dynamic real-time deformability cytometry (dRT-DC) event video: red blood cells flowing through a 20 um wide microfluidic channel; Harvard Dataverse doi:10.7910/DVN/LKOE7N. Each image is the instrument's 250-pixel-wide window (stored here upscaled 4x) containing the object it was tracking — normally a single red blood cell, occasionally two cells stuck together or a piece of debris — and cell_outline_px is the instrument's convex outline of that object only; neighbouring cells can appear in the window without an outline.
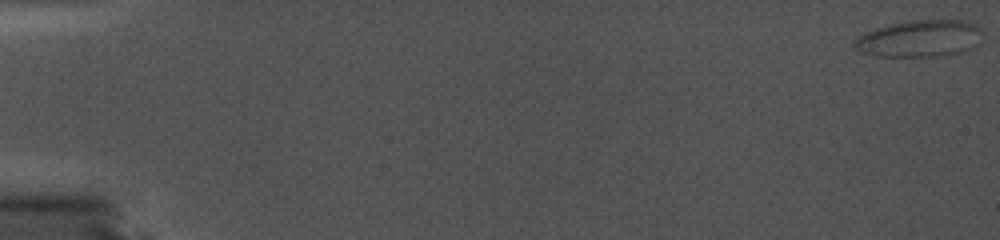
{"species": "common noctule bat (a hibernating species)", "species_latin": "Nyctalus noctula", "temperature_condition": "cold", "stored_images_in_passage": 48, "camera_frame_rate_fps": 5000, "um_per_image_px": 0.085, "animal": {"sex": "female", "body_mass_g": 19.0, "forearm_length_mm": 56.7}, "frame": {"image": 1, "passage_image": 1, "time_ms": 0.0, "image_size_px": [1000, 240], "cell_outline_px": [[984, 32], [976, 44], [960, 52], [940, 56], [876, 56], [860, 52], [852, 44], [852, 40], [856, 36], [864, 32], [876, 28], [892, 24], [916, 20], [960, 20], [972, 24], [980, 28]], "centroid_in_image_um": [78.1, 3.28], "position_along_channel_um": 6.9, "area_um2": 27.34}}
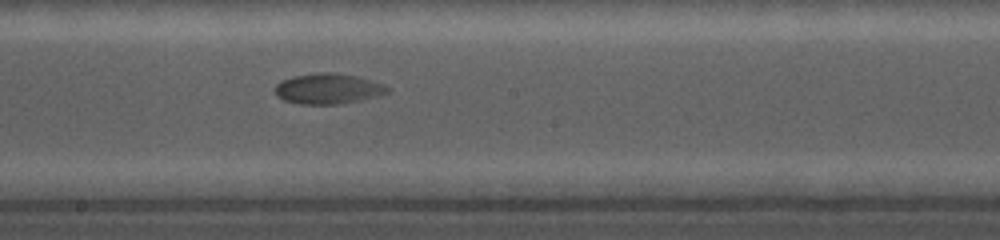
{"frame": {"image": 2, "passage_image": 31, "time_ms": 6.0, "image_size_px": [1000, 240], "cell_outline_px": [[392, 88], [388, 92], [380, 96], [360, 100], [336, 104], [300, 104], [284, 100], [276, 96], [276, 84], [280, 80], [292, 76], [324, 72], [332, 72], [356, 76], [372, 80], [384, 84]], "centroid_in_image_um": [27.91, 7.54], "position_along_channel_um": 220.3, "area_um2": 20.06}}
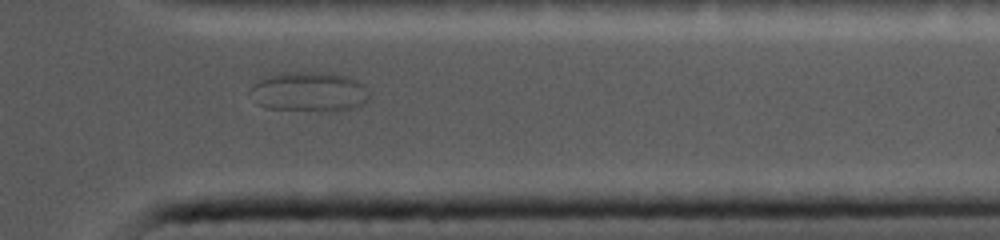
{"frame": {"image": 3, "passage_image": 42, "time_ms": 8.2, "image_size_px": [1000, 240], "cell_outline_px": [[368, 100], [364, 104], [340, 112], [328, 112], [268, 108], [260, 104], [248, 92], [252, 84], [260, 80], [280, 72], [324, 72], [348, 76], [356, 80], [360, 84], [368, 96]], "centroid_in_image_um": [26.27, 7.81], "position_along_channel_um": 385.1, "area_um2": 27.63}}